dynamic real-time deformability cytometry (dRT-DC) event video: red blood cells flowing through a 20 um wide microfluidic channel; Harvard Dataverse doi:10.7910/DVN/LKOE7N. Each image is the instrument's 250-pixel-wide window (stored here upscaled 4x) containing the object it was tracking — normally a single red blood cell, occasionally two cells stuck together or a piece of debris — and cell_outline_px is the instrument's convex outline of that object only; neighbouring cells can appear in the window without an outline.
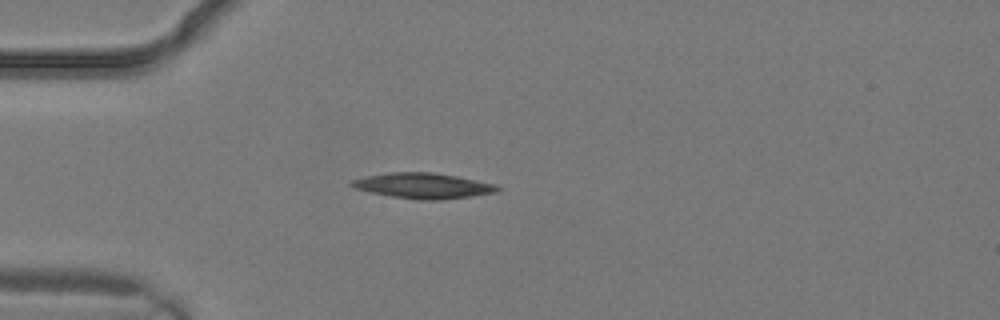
{"species": "common noctule bat (a hibernating species)", "species_latin": "Nyctalus noctula", "temperature_condition": "warm", "stored_images_in_passage": 3, "camera_frame_rate_fps": 3000, "um_per_image_px": 0.085, "animal": {"sex": "male", "body_mass_g": 19.2, "forearm_length_mm": 51.8}, "frame": {"image": 1, "passage_image": 3, "time_ms": 0.667, "image_size_px": [1000, 320], "cell_outline_px": [[500, 188], [496, 192], [472, 196], [440, 200], [416, 200], [392, 196], [372, 192], [356, 188], [348, 184], [352, 180], [368, 176], [388, 172], [432, 172], [456, 176], [496, 184]], "centroid_in_image_um": [35.98, 15.79], "position_along_channel_um": 49.0, "area_um2": 21.44}}